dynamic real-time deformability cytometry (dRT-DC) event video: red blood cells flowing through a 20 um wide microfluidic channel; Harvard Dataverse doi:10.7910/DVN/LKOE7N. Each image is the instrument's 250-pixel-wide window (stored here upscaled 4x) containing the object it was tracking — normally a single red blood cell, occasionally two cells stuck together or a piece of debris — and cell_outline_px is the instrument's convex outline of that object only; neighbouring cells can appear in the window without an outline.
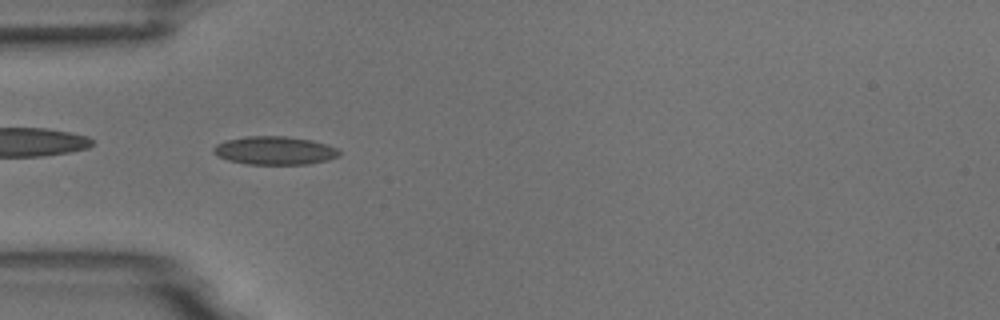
{"species": "common noctule bat (a hibernating species)", "species_latin": "Nyctalus noctula", "temperature_condition": "room temperature", "stored_images_in_passage": 5, "camera_frame_rate_fps": 3000, "um_per_image_px": 0.085, "animal": {"sex": "male", "body_mass_g": 18.8}, "frame": {"image": 1, "passage_image": 4, "time_ms": 3.667, "image_size_px": [1000, 320], "cell_outline_px": [[340, 156], [328, 160], [308, 164], [244, 164], [228, 160], [216, 156], [212, 152], [212, 148], [216, 144], [224, 140], [244, 136], [284, 136], [312, 140], [336, 148], [340, 152]], "centroid_in_image_um": [23.29, 12.79], "position_along_channel_um": 61.7, "area_um2": 20.92}}